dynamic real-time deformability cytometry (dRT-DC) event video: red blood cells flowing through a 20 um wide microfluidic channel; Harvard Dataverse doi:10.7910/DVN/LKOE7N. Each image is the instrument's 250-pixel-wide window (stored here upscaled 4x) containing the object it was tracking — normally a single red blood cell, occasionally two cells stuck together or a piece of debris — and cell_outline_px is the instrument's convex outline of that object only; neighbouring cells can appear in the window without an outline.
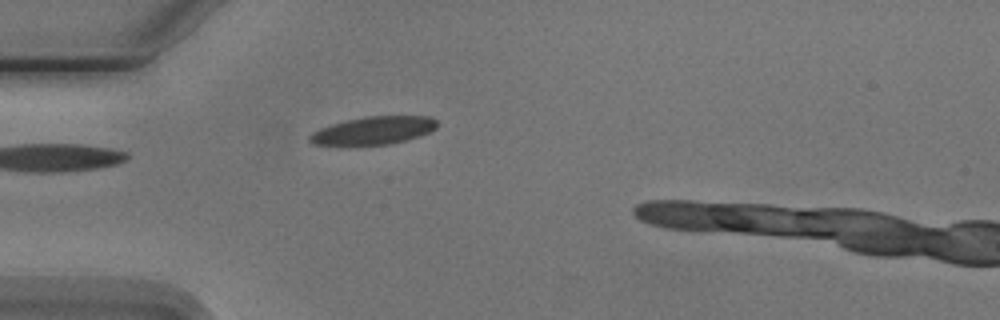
{"species": "Egyptian fruit bat (a non-hibernating species)", "species_latin": "Rousettus aegyptiacus", "temperature_condition": "cold", "stored_images_in_passage": 5, "camera_frame_rate_fps": 3000, "um_per_image_px": 0.085, "animal": {"sex": "male"}, "frame": {"image": 1, "passage_image": 5, "time_ms": 4.667, "image_size_px": [1000, 320], "cell_outline_px": [[436, 128], [420, 136], [392, 144], [312, 144], [308, 140], [308, 136], [312, 132], [320, 128], [332, 124], [364, 116], [428, 116], [436, 120]], "centroid_in_image_um": [31.75, 11.08], "position_along_channel_um": 53.2, "area_um2": 20.4}}